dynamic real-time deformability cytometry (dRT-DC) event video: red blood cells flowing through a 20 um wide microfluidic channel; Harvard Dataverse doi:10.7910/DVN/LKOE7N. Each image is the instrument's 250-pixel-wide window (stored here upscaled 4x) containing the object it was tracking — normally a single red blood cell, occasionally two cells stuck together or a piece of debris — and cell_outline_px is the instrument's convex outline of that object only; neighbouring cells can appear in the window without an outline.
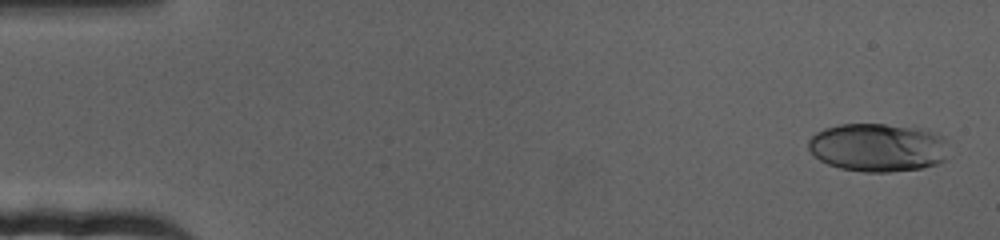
{"species": "human", "species_latin": "Homo sapiens", "temperature_condition": "cold", "stored_images_in_passage": 74, "camera_frame_rate_fps": 3000, "um_per_image_px": 0.085, "donor": {"sex": "female"}, "frame": {"image": 1, "passage_image": 3, "time_ms": 0.667, "image_size_px": [1000, 240], "cell_outline_px": [[944, 160], [936, 164], [924, 168], [888, 172], [864, 172], [840, 168], [828, 164], [820, 160], [808, 148], [808, 140], [816, 132], [824, 128], [840, 124], [884, 124], [920, 128], [944, 136]], "centroid_in_image_um": [74.58, 12.53], "position_along_channel_um": 10.4, "area_um2": 39.36}}
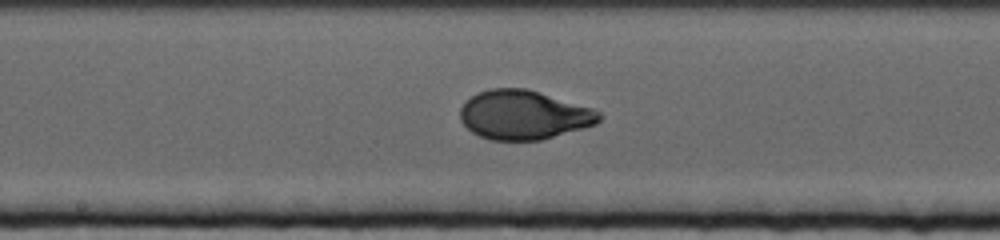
{"frame": {"image": 2, "passage_image": 39, "time_ms": 12.667, "image_size_px": [1000, 240], "cell_outline_px": [[604, 116], [596, 124], [584, 128], [540, 140], [492, 140], [480, 136], [472, 132], [460, 120], [460, 108], [464, 100], [476, 92], [488, 88], [528, 88], [592, 108], [600, 112]], "centroid_in_image_um": [44.5, 9.75], "position_along_channel_um": 203.7, "area_um2": 40.11}}
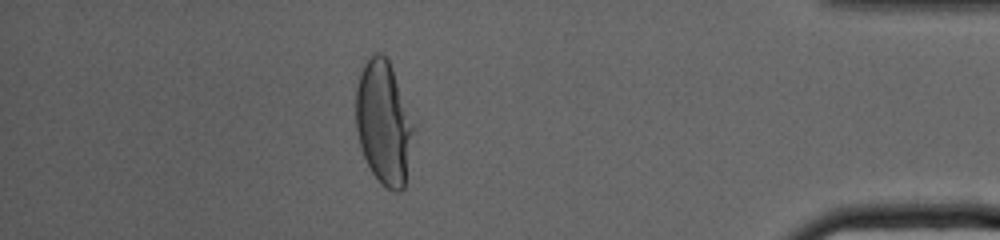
{"frame": {"image": 3, "passage_image": 65, "time_ms": 21.333, "image_size_px": [1000, 240], "cell_outline_px": [[412, 132], [404, 188], [400, 192], [396, 192], [380, 184], [372, 172], [360, 148], [356, 128], [356, 88], [360, 72], [364, 64], [376, 52], [380, 52], [388, 60], [392, 68], [412, 124]], "centroid_in_image_um": [32.56, 10.45], "position_along_channel_um": 402.6, "area_um2": 40.4}}